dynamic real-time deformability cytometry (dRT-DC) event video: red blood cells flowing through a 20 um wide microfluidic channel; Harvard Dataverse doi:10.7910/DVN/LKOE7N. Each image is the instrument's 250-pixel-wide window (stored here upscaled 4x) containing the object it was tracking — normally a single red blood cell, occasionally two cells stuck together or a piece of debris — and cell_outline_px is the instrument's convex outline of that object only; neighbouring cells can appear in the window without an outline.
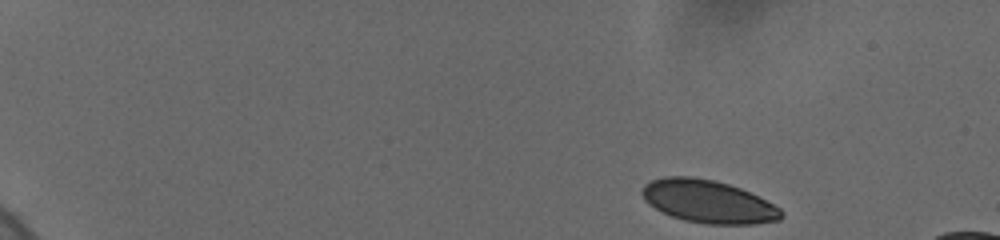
{"species": "human", "species_latin": "Homo sapiens", "temperature_condition": "cold", "stored_images_in_passage": 27, "camera_frame_rate_fps": 3000, "um_per_image_px": 0.085, "donor": {"sex": "female"}, "frame": {"image": 1, "passage_image": 1, "time_ms": 0.0, "image_size_px": [1000, 240], "cell_outline_px": [[784, 216], [780, 220], [756, 224], [704, 224], [684, 220], [660, 212], [648, 204], [644, 200], [640, 192], [644, 184], [652, 180], [664, 176], [692, 176], [712, 180], [728, 184], [740, 188], [780, 208], [784, 212]], "centroid_in_image_um": [60.16, 17.14], "position_along_channel_um": 24.8, "area_um2": 34.85}}
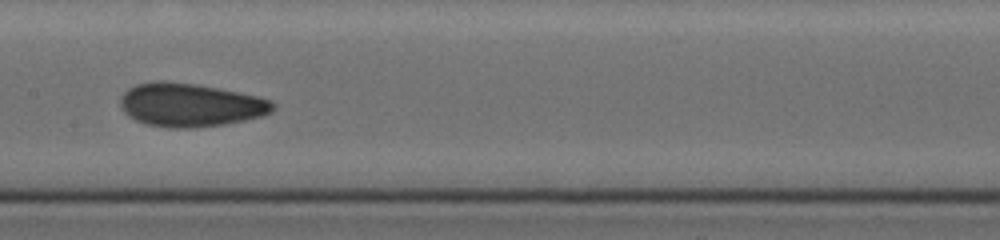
{"frame": {"image": 2, "passage_image": 14, "time_ms": 8.333, "image_size_px": [1000, 240], "cell_outline_px": [[276, 108], [272, 112], [264, 116], [224, 124], [196, 128], [168, 128], [148, 124], [136, 120], [128, 116], [124, 112], [120, 104], [120, 100], [124, 92], [128, 88], [136, 84], [160, 80], [164, 80], [196, 84], [256, 96], [272, 100], [276, 104]], "centroid_in_image_um": [16.19, 8.92], "position_along_channel_um": 191.2, "area_um2": 38.73}}
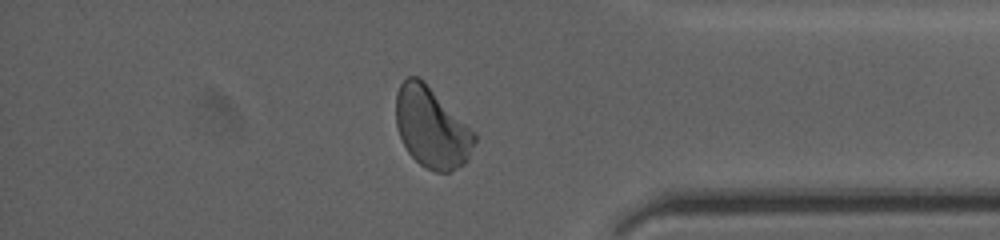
{"frame": {"image": 3, "passage_image": 23, "time_ms": 14.333, "image_size_px": [1000, 240], "cell_outline_px": [[476, 140], [468, 160], [464, 164], [448, 172], [436, 172], [424, 168], [408, 152], [400, 136], [396, 124], [396, 92], [400, 84], [408, 76], [416, 76], [424, 80], [476, 132]], "centroid_in_image_um": [36.7, 10.83], "position_along_channel_um": 398.5, "area_um2": 37.11}, "authors_computed_cell_mechanics": {"area_um2": 36.6452, "velocity_mm_per_s": 3.6528, "shape_relaxation_time_tau1_ms": 7.7576, "shape_relaxation_time_tau2_ms": 1.4374, "deformation_change_tau1": 0.1403, "deformation_change_tau2": 0.0315}}